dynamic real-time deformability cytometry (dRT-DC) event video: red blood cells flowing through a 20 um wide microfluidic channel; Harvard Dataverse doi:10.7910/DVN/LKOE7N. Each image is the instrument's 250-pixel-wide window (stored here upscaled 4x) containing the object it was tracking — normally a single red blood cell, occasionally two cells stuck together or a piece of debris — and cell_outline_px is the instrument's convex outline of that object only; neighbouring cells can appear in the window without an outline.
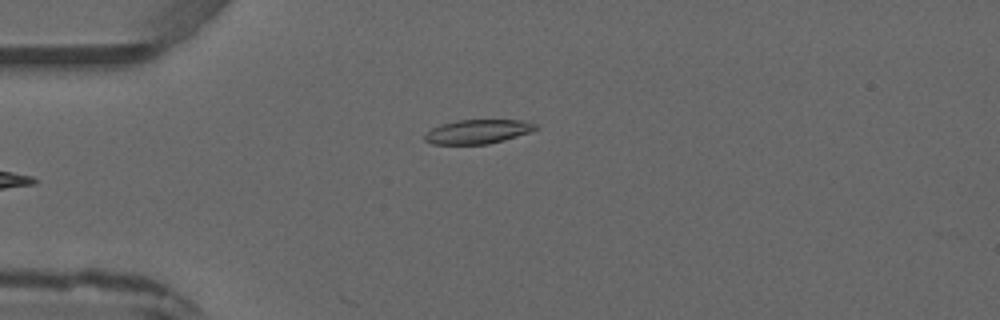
{"species": "common noctule bat (a hibernating species)", "species_latin": "Nyctalus noctula", "temperature_condition": "warm", "stored_images_in_passage": 4, "camera_frame_rate_fps": 3000, "um_per_image_px": 0.085, "animal": {"sex": "male", "forearm_length_mm": 52.5}, "frame": {"image": 1, "passage_image": 4, "time_ms": 3.333, "image_size_px": [1000, 320], "cell_outline_px": [[536, 128], [528, 132], [504, 140], [488, 144], [432, 144], [424, 140], [424, 136], [432, 128], [440, 124], [460, 120], [520, 120], [536, 124]], "centroid_in_image_um": [40.56, 11.19], "position_along_channel_um": 44.4, "area_um2": 15.32}}